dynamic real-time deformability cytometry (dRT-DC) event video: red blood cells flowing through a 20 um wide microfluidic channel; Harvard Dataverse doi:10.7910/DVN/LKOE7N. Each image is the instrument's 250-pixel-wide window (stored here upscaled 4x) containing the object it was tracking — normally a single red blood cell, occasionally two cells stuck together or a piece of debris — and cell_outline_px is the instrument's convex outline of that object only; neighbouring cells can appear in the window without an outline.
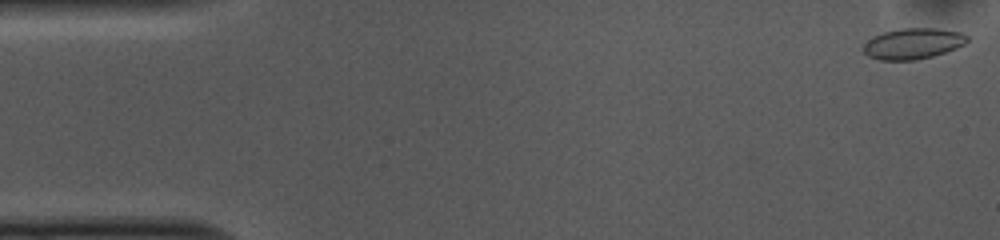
{"species": "common noctule bat (a hibernating species)", "species_latin": "Nyctalus noctula", "temperature_condition": "cold", "stored_images_in_passage": 52, "camera_frame_rate_fps": 3000, "um_per_image_px": 0.085, "animal": {"sex": "female", "body_mass_g": 10.0, "forearm_length_mm": 53.1}, "frame": {"image": 1, "passage_image": 1, "time_ms": 0.0, "image_size_px": [1000, 240], "cell_outline_px": [[968, 40], [964, 44], [956, 48], [932, 56], [916, 60], [880, 60], [868, 56], [864, 52], [864, 44], [868, 40], [884, 32], [904, 28], [936, 28], [960, 32], [968, 36]], "centroid_in_image_um": [77.62, 3.71], "position_along_channel_um": 7.4, "area_um2": 18.44}}
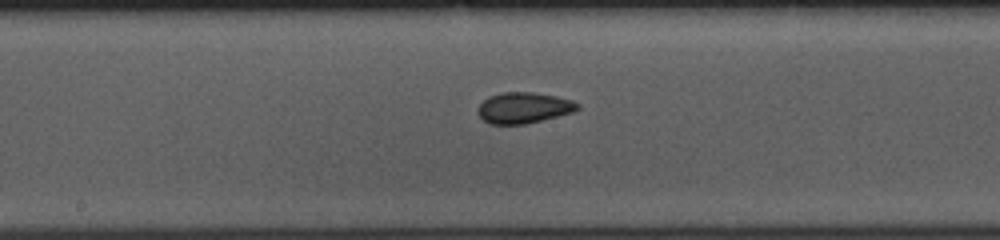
{"frame": {"image": 2, "passage_image": 26, "time_ms": 8.333, "image_size_px": [1000, 240], "cell_outline_px": [[580, 108], [572, 112], [524, 124], [488, 124], [476, 112], [476, 108], [488, 96], [500, 92], [532, 92], [556, 96], [572, 100], [580, 104]], "centroid_in_image_um": [44.48, 9.15], "position_along_channel_um": 203.7, "area_um2": 17.98}}
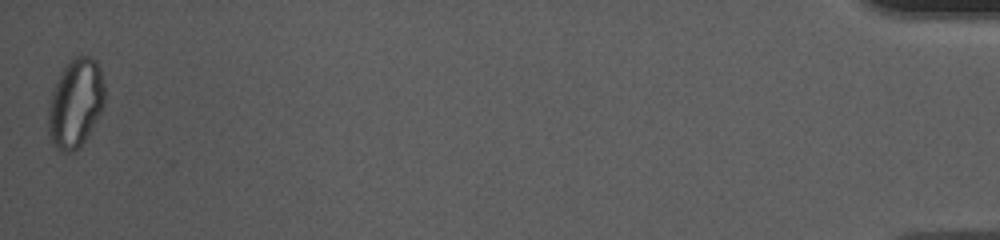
{"frame": {"image": 3, "passage_image": 52, "time_ms": 17.0, "image_size_px": [1000, 240], "cell_outline_px": [[104, 104], [100, 112], [80, 148], [72, 152], [64, 152], [52, 144], [48, 132], [48, 104], [52, 92], [64, 68], [76, 56], [88, 56], [96, 60], [100, 68], [104, 84]], "centroid_in_image_um": [6.41, 8.8], "position_along_channel_um": 428.8, "area_um2": 28.78}, "authors_computed_cell_mechanics": {"area_um2": 18.0047, "velocity_mm_per_s": 3.7469, "shape_relaxation_time_tau1_ms": null, "shape_relaxation_time_tau2_ms": 2.1136, "deformation_change_tau1": null, "deformation_change_tau2": 0.0592}}